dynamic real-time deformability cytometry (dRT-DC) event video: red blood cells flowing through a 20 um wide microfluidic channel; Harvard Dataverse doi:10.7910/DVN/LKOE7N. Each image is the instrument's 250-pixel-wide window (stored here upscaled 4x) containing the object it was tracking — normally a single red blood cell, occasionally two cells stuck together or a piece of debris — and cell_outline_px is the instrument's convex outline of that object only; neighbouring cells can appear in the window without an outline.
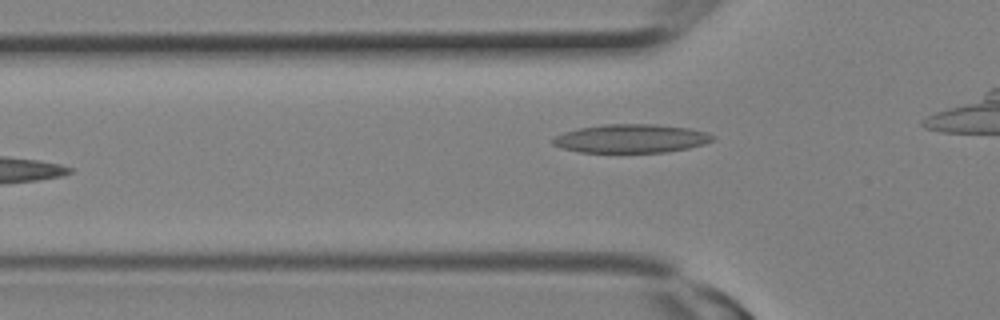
{"species": "Egyptian fruit bat (a non-hibernating species)", "species_latin": "Rousettus aegyptiacus", "temperature_condition": "room temperature", "stored_images_in_passage": 10, "camera_frame_rate_fps": 3000, "um_per_image_px": 0.085, "animal": {"sex": "female"}, "frame": {"image": 1, "passage_image": 10, "time_ms": 3.0, "image_size_px": [1000, 320], "cell_outline_px": [[716, 136], [712, 140], [704, 144], [688, 148], [668, 152], [580, 152], [564, 148], [552, 144], [552, 140], [556, 136], [564, 132], [580, 128], [604, 124], [656, 124], [688, 128], [708, 132]], "centroid_in_image_um": [53.68, 11.77], "position_along_channel_um": 72.1, "area_um2": 26.53}}